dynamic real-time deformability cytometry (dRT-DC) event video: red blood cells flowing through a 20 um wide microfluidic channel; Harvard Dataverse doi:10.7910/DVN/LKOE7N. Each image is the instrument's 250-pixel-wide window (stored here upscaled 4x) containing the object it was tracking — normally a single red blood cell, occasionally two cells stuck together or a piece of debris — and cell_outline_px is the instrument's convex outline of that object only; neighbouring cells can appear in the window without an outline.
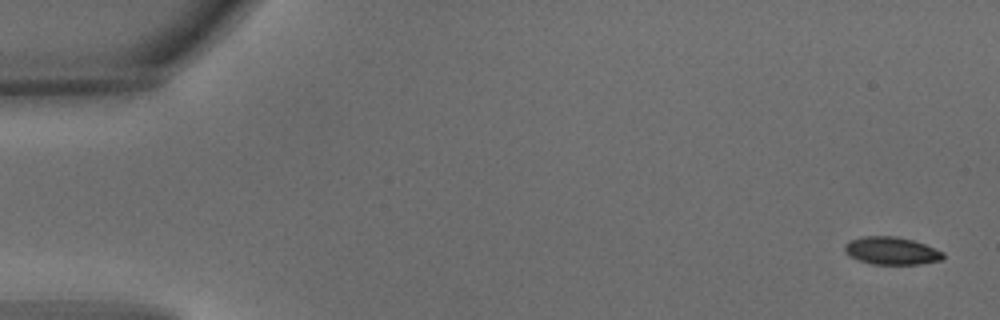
{"species": "common noctule bat (a hibernating species)", "species_latin": "Nyctalus noctula", "temperature_condition": "warm", "stored_images_in_passage": 4, "camera_frame_rate_fps": 3000, "um_per_image_px": 0.085, "animal": {"sex": "male", "body_mass_g": 15.6}, "frame": {"image": 1, "passage_image": 1, "time_ms": 0.0, "image_size_px": [1000, 320], "cell_outline_px": [[944, 256], [940, 260], [920, 264], [872, 264], [848, 256], [844, 252], [844, 244], [848, 240], [864, 236], [896, 236], [912, 240], [924, 244], [944, 252]], "centroid_in_image_um": [75.73, 21.31], "position_along_channel_um": 9.3, "area_um2": 15.9}}
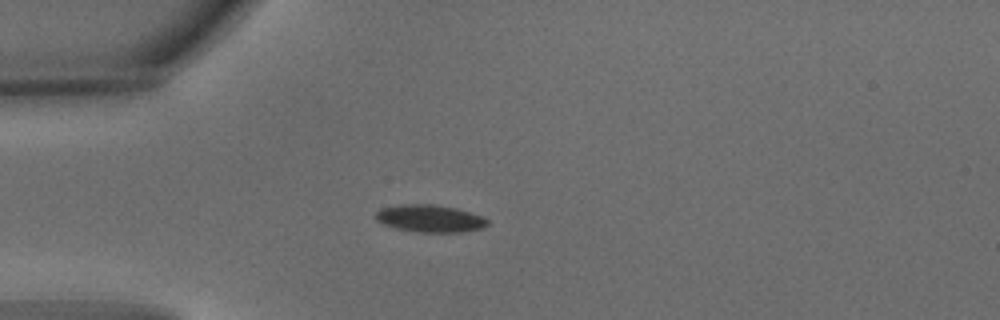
{"frame": {"image": 2, "passage_image": 4, "time_ms": 1.0, "image_size_px": [1000, 320], "cell_outline_px": [[488, 224], [484, 228], [464, 232], [420, 232], [396, 228], [384, 224], [376, 220], [376, 212], [380, 208], [400, 204], [432, 204], [456, 208], [480, 216], [488, 220]], "centroid_in_image_um": [36.54, 18.57], "position_along_channel_um": 48.5, "area_um2": 17.74}}